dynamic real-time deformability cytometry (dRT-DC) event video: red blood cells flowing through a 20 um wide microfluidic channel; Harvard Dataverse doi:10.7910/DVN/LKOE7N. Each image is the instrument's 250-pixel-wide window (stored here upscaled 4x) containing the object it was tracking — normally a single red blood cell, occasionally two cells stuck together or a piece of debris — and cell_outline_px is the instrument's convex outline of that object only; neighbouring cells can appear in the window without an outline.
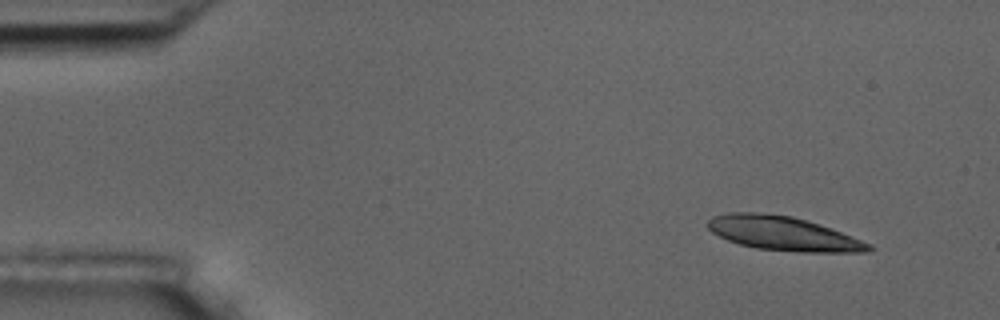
{"species": "common noctule bat (a hibernating species)", "species_latin": "Nyctalus noctula", "temperature_condition": "room temperature", "stored_images_in_passage": 4, "camera_frame_rate_fps": 3000, "um_per_image_px": 0.085, "animal": {"sex": "male", "body_mass_g": 17.5, "forearm_length_mm": 52.3}, "frame": {"image": 1, "passage_image": 1, "time_ms": 0.0, "image_size_px": [1000, 320], "cell_outline_px": [[876, 248], [868, 252], [800, 252], [756, 248], [740, 244], [728, 240], [712, 232], [708, 228], [708, 220], [712, 216], [728, 212], [752, 212], [792, 216], [808, 220], [832, 228], [872, 244]], "centroid_in_image_um": [66.61, 19.85], "position_along_channel_um": 18.4, "area_um2": 32.08}}